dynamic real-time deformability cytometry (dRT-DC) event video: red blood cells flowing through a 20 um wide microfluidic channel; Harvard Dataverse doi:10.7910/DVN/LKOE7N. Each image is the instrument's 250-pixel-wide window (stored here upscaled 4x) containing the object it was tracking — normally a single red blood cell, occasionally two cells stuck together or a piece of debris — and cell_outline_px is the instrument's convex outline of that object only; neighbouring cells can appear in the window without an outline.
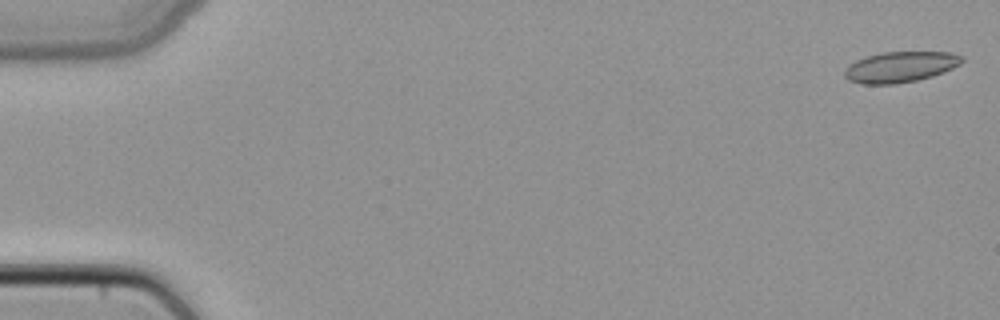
{"species": "common noctule bat (a hibernating species)", "species_latin": "Nyctalus noctula", "temperature_condition": "cold", "stored_images_in_passage": 13, "camera_frame_rate_fps": 3000, "um_per_image_px": 0.085, "animal": {"sex": "female", "body_mass_g": 22.7, "forearm_length_mm": 54.2}, "frame": {"image": 1, "passage_image": 1, "time_ms": 0.0, "image_size_px": [1000, 320], "cell_outline_px": [[964, 60], [960, 64], [944, 72], [932, 76], [916, 80], [896, 84], [860, 84], [848, 80], [844, 76], [844, 68], [848, 64], [856, 60], [880, 52], [952, 52], [964, 56]], "centroid_in_image_um": [76.51, 5.69], "position_along_channel_um": 8.5, "area_um2": 21.21}}